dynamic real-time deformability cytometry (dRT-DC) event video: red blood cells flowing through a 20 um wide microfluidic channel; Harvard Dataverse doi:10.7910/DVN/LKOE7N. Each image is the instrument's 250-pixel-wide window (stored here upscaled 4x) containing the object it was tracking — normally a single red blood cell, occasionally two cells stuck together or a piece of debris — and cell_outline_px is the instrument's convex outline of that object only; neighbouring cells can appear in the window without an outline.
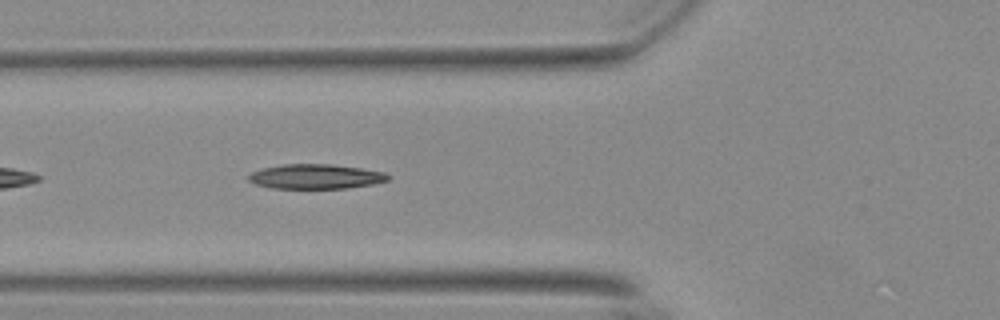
{"species": "Egyptian fruit bat (a non-hibernating species)", "species_latin": "Rousettus aegyptiacus", "temperature_condition": "warm", "stored_images_in_passage": 15, "camera_frame_rate_fps": 3000, "um_per_image_px": 0.085, "animal": {"sex": "female"}, "frame": {"image": 1, "passage_image": 5, "time_ms": 1.333, "image_size_px": [1000, 320], "cell_outline_px": [[392, 176], [388, 180], [372, 184], [348, 188], [272, 188], [256, 184], [248, 180], [248, 176], [252, 172], [260, 168], [284, 164], [332, 164], [360, 168], [384, 172]], "centroid_in_image_um": [26.83, 15.0], "position_along_channel_um": 99.0, "area_um2": 20.06}}
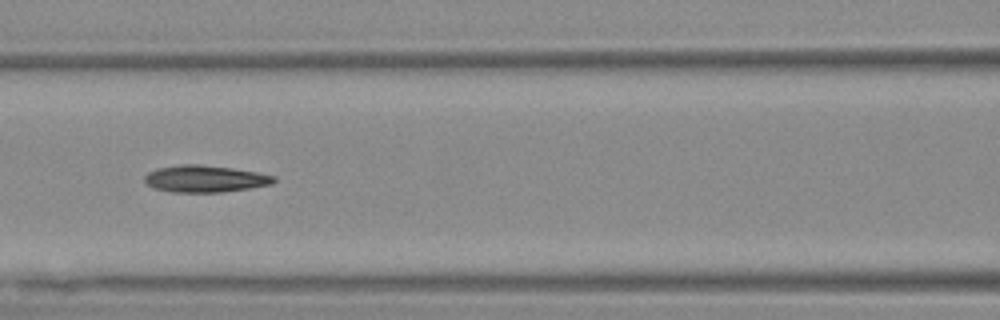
{"frame": {"image": 2, "passage_image": 9, "time_ms": 2.667, "image_size_px": [1000, 320], "cell_outline_px": [[276, 180], [272, 184], [248, 188], [220, 192], [172, 192], [152, 188], [144, 180], [144, 176], [148, 172], [160, 168], [180, 164], [200, 164], [232, 168], [256, 172], [276, 176]], "centroid_in_image_um": [17.42, 15.19], "position_along_channel_um": 149.2, "area_um2": 20.17}}